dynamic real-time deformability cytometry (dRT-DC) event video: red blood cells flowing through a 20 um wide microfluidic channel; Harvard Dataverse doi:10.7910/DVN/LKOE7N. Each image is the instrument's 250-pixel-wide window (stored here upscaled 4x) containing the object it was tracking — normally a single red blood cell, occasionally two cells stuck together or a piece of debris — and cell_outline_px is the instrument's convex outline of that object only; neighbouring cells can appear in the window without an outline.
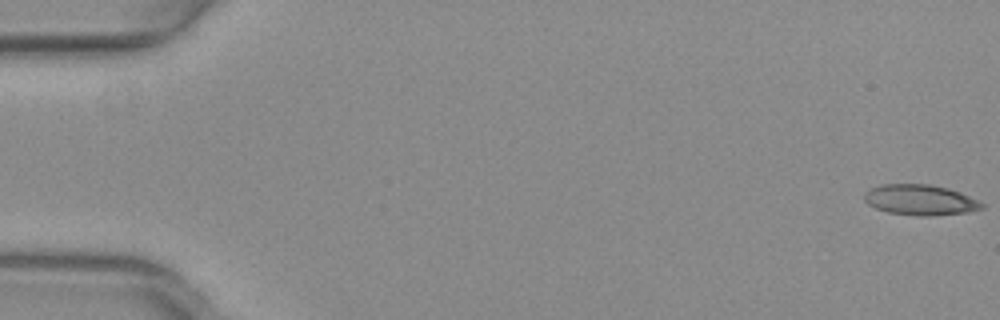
{"species": "common noctule bat (a hibernating species)", "species_latin": "Nyctalus noctula", "temperature_condition": "warm", "stored_images_in_passage": 11, "camera_frame_rate_fps": 3000, "um_per_image_px": 0.085, "animal": {"sex": "female", "body_mass_g": 29.2, "forearm_length_mm": 56.3}, "frame": {"image": 1, "passage_image": 1, "time_ms": 0.0, "image_size_px": [1000, 320], "cell_outline_px": [[984, 208], [968, 212], [928, 216], [920, 216], [888, 212], [876, 208], [868, 204], [864, 200], [864, 192], [880, 184], [928, 184], [948, 188], [960, 192], [984, 204]], "centroid_in_image_um": [78.2, 16.99], "position_along_channel_um": 6.8, "area_um2": 20.81}}